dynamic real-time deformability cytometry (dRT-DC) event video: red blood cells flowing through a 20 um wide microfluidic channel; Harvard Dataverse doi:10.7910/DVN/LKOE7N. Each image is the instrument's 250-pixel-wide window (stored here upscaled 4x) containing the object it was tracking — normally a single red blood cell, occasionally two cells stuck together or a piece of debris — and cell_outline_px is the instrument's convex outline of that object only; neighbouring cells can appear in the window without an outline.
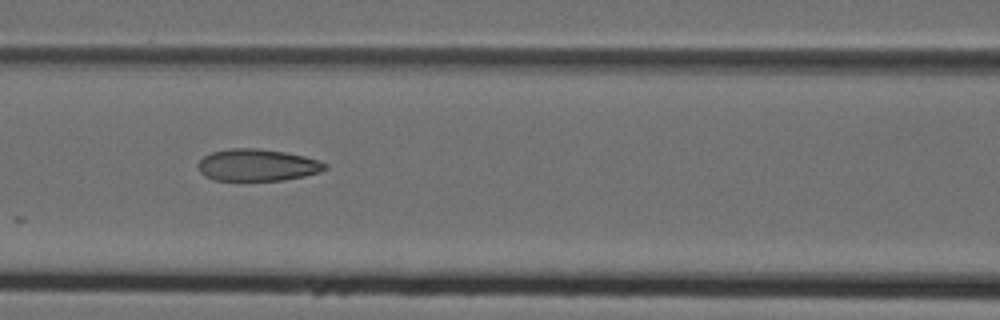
{"species": "Egyptian fruit bat (a non-hibernating species)", "species_latin": "Rousettus aegyptiacus", "temperature_condition": "cold", "stored_images_in_passage": 26, "camera_frame_rate_fps": 3000, "um_per_image_px": 0.085, "animal": {"sex": "female"}, "frame": {"image": 1, "passage_image": 22, "time_ms": 7.0, "image_size_px": [1000, 320], "cell_outline_px": [[328, 168], [320, 172], [304, 176], [284, 180], [212, 180], [204, 176], [200, 172], [196, 164], [204, 156], [212, 152], [232, 148], [256, 148], [284, 152], [304, 156], [328, 164]], "centroid_in_image_um": [21.85, 14.03], "position_along_channel_um": 144.7, "area_um2": 23.64}}
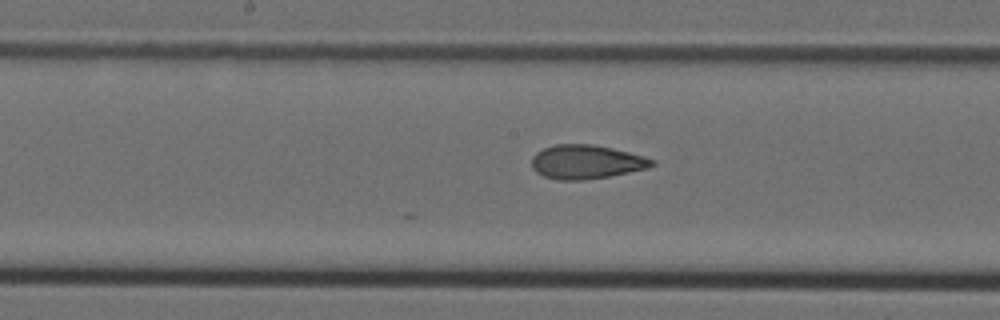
{"frame": {"image": 2, "passage_image": 26, "time_ms": 8.333, "image_size_px": [1000, 320], "cell_outline_px": [[656, 164], [648, 168], [608, 176], [584, 180], [560, 180], [544, 176], [536, 172], [532, 168], [532, 156], [536, 152], [544, 148], [556, 144], [592, 144], [612, 148], [644, 156], [656, 160]], "centroid_in_image_um": [49.83, 13.76], "position_along_channel_um": 198.4, "area_um2": 23.76}}